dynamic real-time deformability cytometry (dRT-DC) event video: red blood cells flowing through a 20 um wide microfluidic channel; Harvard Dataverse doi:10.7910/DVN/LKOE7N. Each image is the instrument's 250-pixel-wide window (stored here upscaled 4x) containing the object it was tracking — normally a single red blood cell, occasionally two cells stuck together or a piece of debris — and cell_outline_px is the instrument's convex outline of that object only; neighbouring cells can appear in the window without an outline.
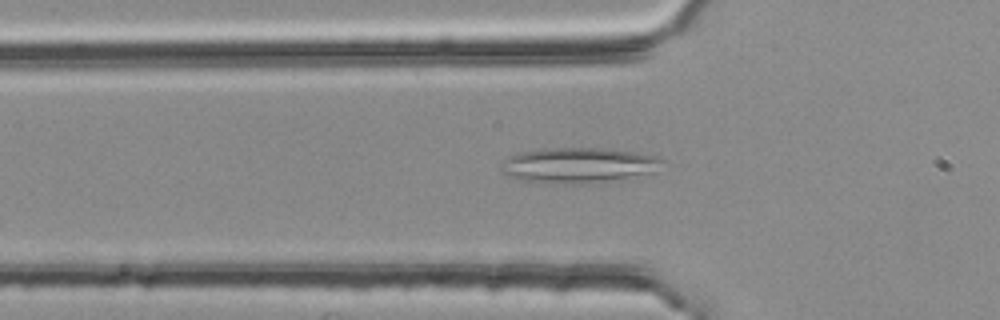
{"species": "common noctule bat (a hibernating species)", "species_latin": "Nyctalus noctula", "temperature_condition": "room temperature", "stored_images_in_passage": 38, "camera_frame_rate_fps": 3000, "um_per_image_px": 0.085, "animal": {"sex": "female", "body_mass_g": 25.1}, "frame": {"image": 1, "passage_image": 2, "time_ms": 0.333, "image_size_px": [1000, 320], "cell_outline_px": [[660, 160], [652, 172], [580, 184], [544, 184], [520, 180], [500, 172], [500, 168], [504, 160], [508, 156], [524, 152], [544, 148], [600, 148], [632, 152], [656, 156]], "centroid_in_image_um": [48.98, 14.05], "position_along_channel_um": 76.8, "area_um2": 32.43}}
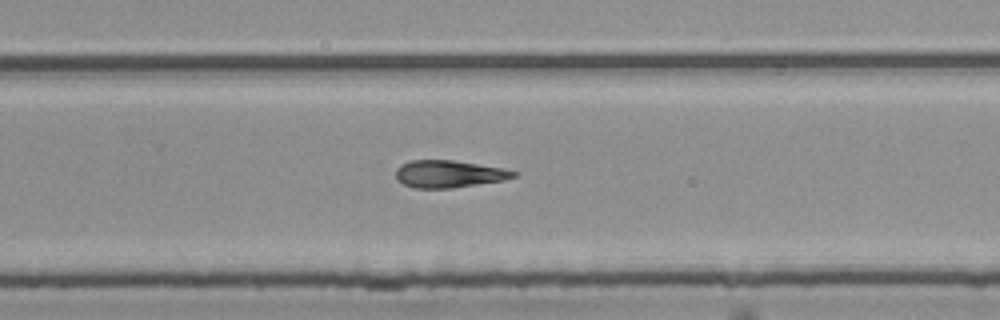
{"frame": {"image": 2, "passage_image": 19, "time_ms": 6.0, "image_size_px": [1000, 320], "cell_outline_px": [[516, 176], [504, 180], [452, 188], [416, 188], [404, 184], [396, 180], [396, 168], [400, 164], [412, 160], [452, 160], [500, 168], [516, 172]], "centroid_in_image_um": [38.09, 14.79], "position_along_channel_um": 291.7, "area_um2": 18.5}}
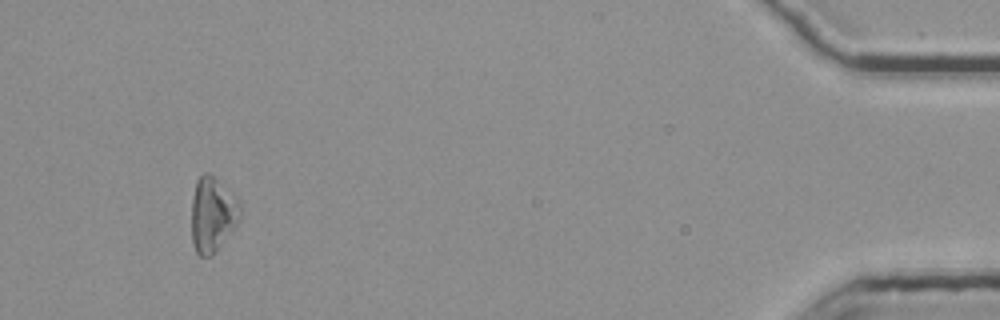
{"frame": {"image": 3, "passage_image": 35, "time_ms": 11.333, "image_size_px": [1000, 320], "cell_outline_px": [[240, 220], [236, 228], [216, 252], [212, 256], [200, 256], [196, 252], [192, 244], [192, 196], [196, 180], [204, 172], [208, 172], [240, 204]], "centroid_in_image_um": [18.05, 18.3], "position_along_channel_um": 417.2, "area_um2": 21.15}}